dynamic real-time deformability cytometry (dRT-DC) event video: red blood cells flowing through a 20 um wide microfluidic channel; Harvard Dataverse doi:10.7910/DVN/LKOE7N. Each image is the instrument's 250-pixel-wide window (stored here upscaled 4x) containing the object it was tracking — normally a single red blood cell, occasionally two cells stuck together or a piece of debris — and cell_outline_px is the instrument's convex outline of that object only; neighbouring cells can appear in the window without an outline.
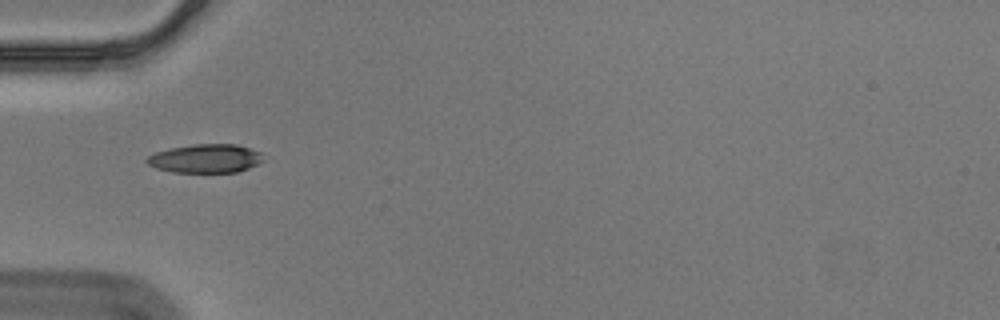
{"species": "Egyptian fruit bat (a non-hibernating species)", "species_latin": "Rousettus aegyptiacus", "temperature_condition": "cold", "stored_images_in_passage": 39, "camera_frame_rate_fps": 3000, "um_per_image_px": 0.085, "animal": {"sex": "male"}, "frame": {"image": 1, "passage_image": 1, "time_ms": 0.0, "image_size_px": [1000, 320], "cell_outline_px": [[264, 160], [248, 168], [236, 172], [172, 172], [156, 168], [148, 164], [144, 160], [148, 156], [156, 152], [172, 148], [192, 144], [236, 144], [260, 152]], "centroid_in_image_um": [17.45, 13.47], "position_along_channel_um": 67.6, "area_um2": 19.31}}
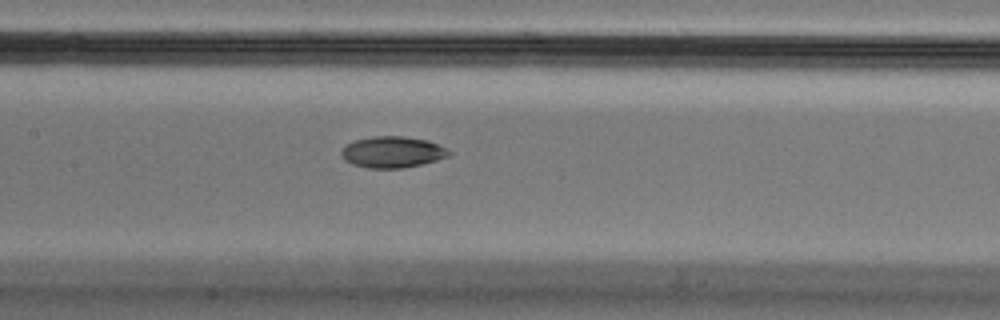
{"frame": {"image": 2, "passage_image": 10, "time_ms": 3.0, "image_size_px": [1000, 320], "cell_outline_px": [[452, 152], [448, 156], [436, 160], [404, 168], [368, 168], [352, 164], [344, 160], [340, 152], [352, 140], [372, 136], [404, 136], [428, 140], [448, 148]], "centroid_in_image_um": [33.36, 12.91], "position_along_channel_um": 174.0, "area_um2": 19.71}}
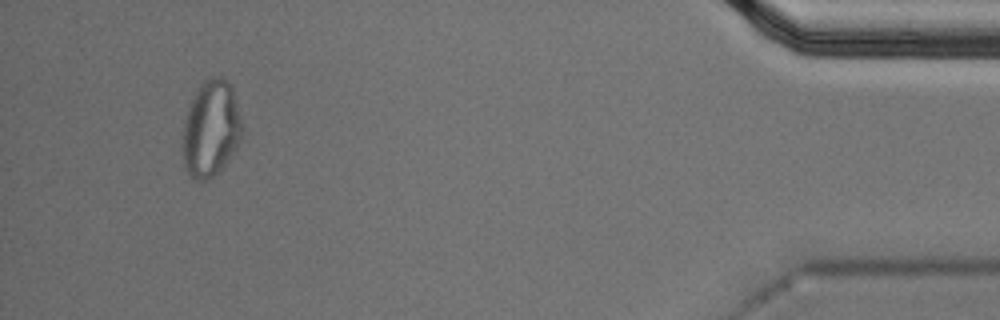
{"frame": {"image": 3, "passage_image": 36, "time_ms": 11.667, "image_size_px": [1000, 320], "cell_outline_px": [[244, 132], [236, 148], [224, 164], [208, 180], [196, 180], [184, 168], [180, 144], [184, 116], [196, 88], [204, 80], [212, 76], [216, 76], [228, 80], [232, 84], [244, 128]], "centroid_in_image_um": [17.9, 10.9], "position_along_channel_um": 417.3, "area_um2": 34.22}, "authors_computed_cell_mechanics": {"area_um2": 19.7676, "velocity_mm_per_s": 3.5403, "shape_relaxation_time_tau1_ms": 6.9805, "shape_relaxation_time_tau2_ms": 8.8381, "deformation_change_tau1": 0.1627, "deformation_change_tau2": 0.0718}}